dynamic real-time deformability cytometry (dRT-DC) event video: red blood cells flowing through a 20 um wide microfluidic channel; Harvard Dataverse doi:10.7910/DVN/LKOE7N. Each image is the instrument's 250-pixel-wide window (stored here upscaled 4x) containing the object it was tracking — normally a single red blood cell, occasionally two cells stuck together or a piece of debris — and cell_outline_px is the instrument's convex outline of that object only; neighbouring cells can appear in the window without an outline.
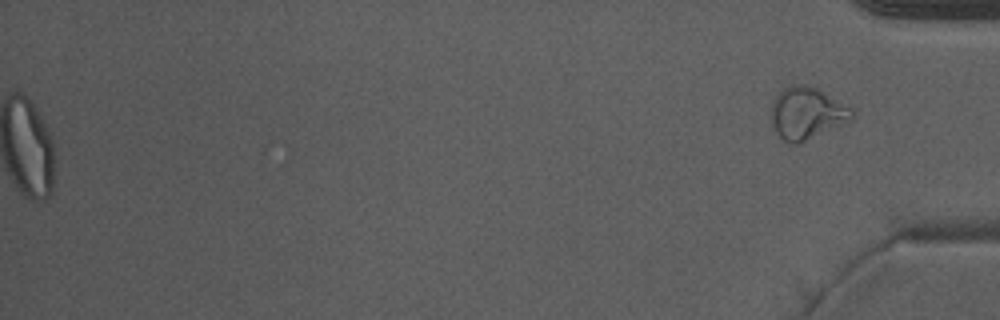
{"species": "Egyptian fruit bat (a non-hibernating species)", "species_latin": "Rousettus aegyptiacus", "temperature_condition": "warm", "stored_images_in_passage": 40, "camera_frame_rate_fps": 3000, "um_per_image_px": 0.085, "animal": {"sex": "male"}, "frame": {"image": 1, "passage_image": 40, "time_ms": 13.0, "image_size_px": [1000, 320], "cell_outline_px": [[856, 120], [800, 144], [788, 144], [780, 140], [772, 128], [772, 100], [784, 88], [792, 84], [800, 84], [816, 88], [852, 108], [856, 116]], "centroid_in_image_um": [68.61, 9.69], "position_along_channel_um": 366.6, "area_um2": 25.2}, "authors_computed_cell_mechanics": {"area_um2": 26.3857, "velocity_mm_per_s": 3.9786, "shape_relaxation_time_tau1_ms": null, "shape_relaxation_time_tau2_ms": 1.5212, "deformation_change_tau1": null, "deformation_change_tau2": 0.075}}